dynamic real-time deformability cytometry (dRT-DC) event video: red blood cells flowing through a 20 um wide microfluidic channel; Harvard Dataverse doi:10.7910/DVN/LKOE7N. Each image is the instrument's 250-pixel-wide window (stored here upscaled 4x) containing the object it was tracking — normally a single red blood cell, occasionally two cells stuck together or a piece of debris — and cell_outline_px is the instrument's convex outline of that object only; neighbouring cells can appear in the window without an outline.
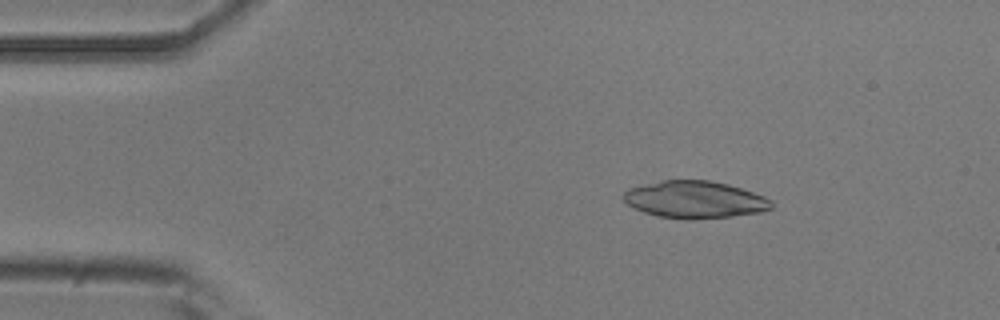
{"species": "common noctule bat (a hibernating species)", "species_latin": "Nyctalus noctula", "temperature_condition": "room temperature", "stored_images_in_passage": 52, "camera_frame_rate_fps": 3000, "um_per_image_px": 0.085, "animal": {"sex": "male", "body_mass_g": 20.5, "forearm_length_mm": 52.5}, "frame": {"image": 1, "passage_image": 8, "time_ms": 2.333, "image_size_px": [1000, 320], "cell_outline_px": [[772, 208], [760, 212], [732, 216], [660, 216], [644, 212], [628, 204], [624, 200], [624, 192], [628, 188], [664, 180], [708, 180], [728, 184], [764, 196], [772, 200]], "centroid_in_image_um": [59.08, 16.91], "position_along_channel_um": 25.9, "area_um2": 30.75}}
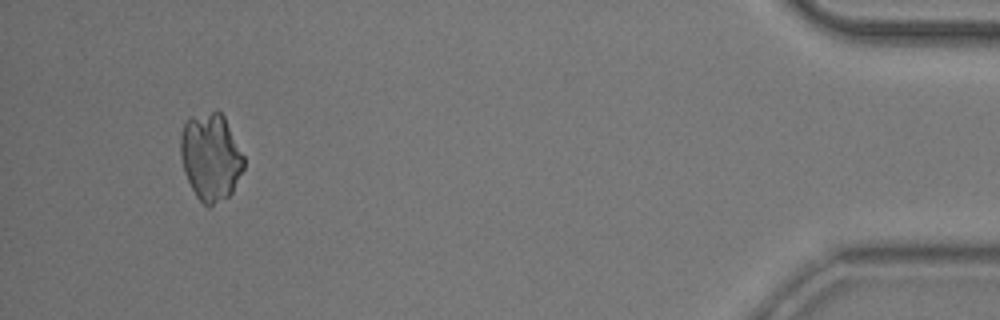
{"frame": {"image": 2, "passage_image": 49, "time_ms": 16.0, "image_size_px": [1000, 320], "cell_outline_px": [[244, 168], [232, 192], [228, 196], [208, 208], [196, 196], [184, 172], [180, 156], [180, 136], [184, 124], [192, 116], [212, 112], [220, 112], [224, 116], [244, 156]], "centroid_in_image_um": [17.9, 13.36], "position_along_channel_um": 417.3, "area_um2": 32.02}}